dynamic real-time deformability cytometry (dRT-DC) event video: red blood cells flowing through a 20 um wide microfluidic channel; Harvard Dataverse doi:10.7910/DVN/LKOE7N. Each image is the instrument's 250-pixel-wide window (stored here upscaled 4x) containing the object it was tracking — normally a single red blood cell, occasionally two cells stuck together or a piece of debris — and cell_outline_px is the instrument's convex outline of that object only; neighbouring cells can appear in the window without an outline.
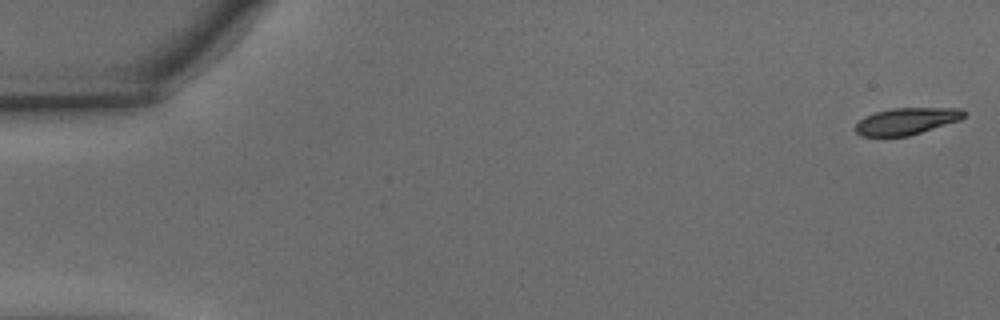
{"species": "common noctule bat (a hibernating species)", "species_latin": "Nyctalus noctula", "temperature_condition": "warm", "stored_images_in_passage": 49, "camera_frame_rate_fps": 3000, "um_per_image_px": 0.085, "animal": {"sex": "male", "body_mass_g": 15.6}, "frame": {"image": 1, "passage_image": 1, "time_ms": 0.0, "image_size_px": [1000, 320], "cell_outline_px": [[968, 112], [960, 120], [908, 136], [860, 136], [852, 128], [864, 116], [876, 112], [892, 108], [960, 108]], "centroid_in_image_um": [77.04, 10.29], "position_along_channel_um": 8.0, "area_um2": 16.99}}
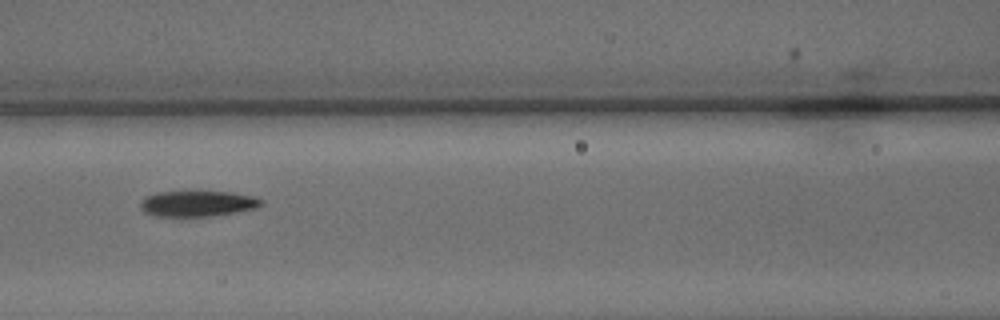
{"frame": {"image": 2, "passage_image": 22, "time_ms": 7.0, "image_size_px": [1000, 320], "cell_outline_px": [[264, 204], [256, 208], [236, 212], [212, 216], [156, 216], [144, 212], [140, 208], [140, 200], [144, 196], [156, 192], [196, 188], [200, 188], [232, 192], [252, 196], [264, 200]], "centroid_in_image_um": [16.77, 17.24], "position_along_channel_um": 149.8, "area_um2": 19.36}}
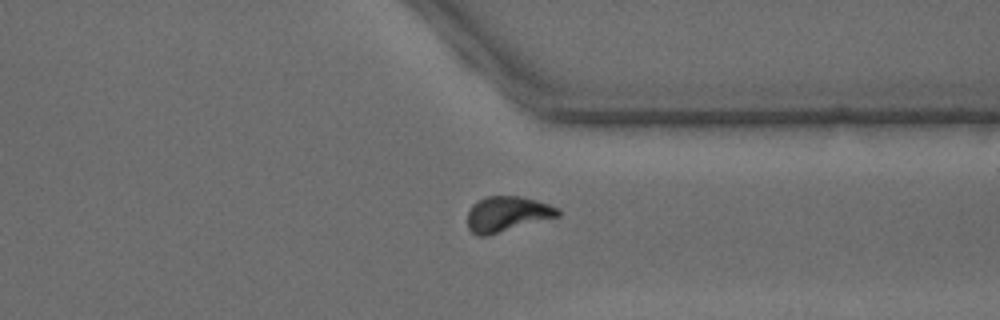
{"frame": {"image": 3, "passage_image": 38, "time_ms": 12.333, "image_size_px": [1000, 320], "cell_outline_px": [[560, 216], [488, 236], [476, 236], [468, 228], [468, 212], [472, 204], [476, 200], [484, 196], [520, 196], [536, 200], [560, 208]], "centroid_in_image_um": [43.1, 18.19], "position_along_channel_um": 368.3, "area_um2": 18.9}, "authors_computed_cell_mechanics": {"area_um2": 18.3226, "velocity_mm_per_s": 4.1154, "shape_relaxation_time_tau1_ms": 3.142, "shape_relaxation_time_tau2_ms": 2.9906, "deformation_change_tau1": 0.1423, "deformation_change_tau2": 0.0863}}